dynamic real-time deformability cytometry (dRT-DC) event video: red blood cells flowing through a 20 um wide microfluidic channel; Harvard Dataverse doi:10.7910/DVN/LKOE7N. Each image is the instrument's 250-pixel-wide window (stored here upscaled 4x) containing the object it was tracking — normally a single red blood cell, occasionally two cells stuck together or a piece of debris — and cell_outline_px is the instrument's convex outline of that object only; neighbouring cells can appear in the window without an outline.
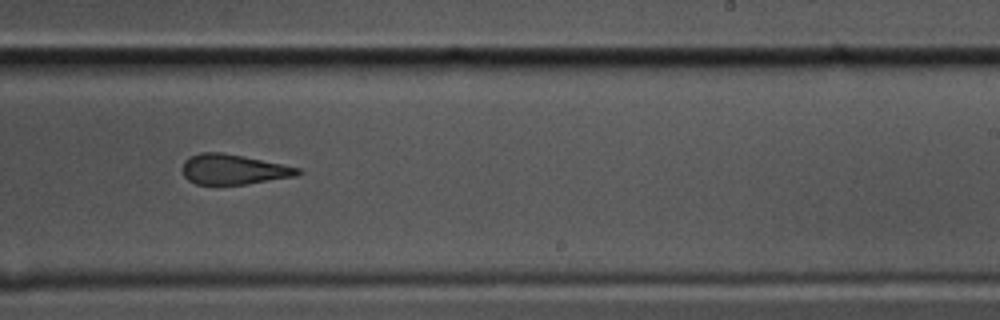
{"species": "common noctule bat (a hibernating species)", "species_latin": "Nyctalus noctula", "temperature_condition": "cold", "stored_images_in_passage": 24, "camera_frame_rate_fps": 3000, "um_per_image_px": 0.085, "animal": {"sex": "male", "body_mass_g": 17.5, "forearm_length_mm": 52.3}, "frame": {"image": 1, "passage_image": 21, "time_ms": 6.667, "image_size_px": [1000, 320], "cell_outline_px": [[304, 172], [296, 176], [248, 184], [196, 184], [188, 180], [184, 176], [184, 160], [200, 152], [220, 152], [244, 156], [300, 168]], "centroid_in_image_um": [19.88, 14.4], "position_along_channel_um": 269.1, "area_um2": 20.11}}